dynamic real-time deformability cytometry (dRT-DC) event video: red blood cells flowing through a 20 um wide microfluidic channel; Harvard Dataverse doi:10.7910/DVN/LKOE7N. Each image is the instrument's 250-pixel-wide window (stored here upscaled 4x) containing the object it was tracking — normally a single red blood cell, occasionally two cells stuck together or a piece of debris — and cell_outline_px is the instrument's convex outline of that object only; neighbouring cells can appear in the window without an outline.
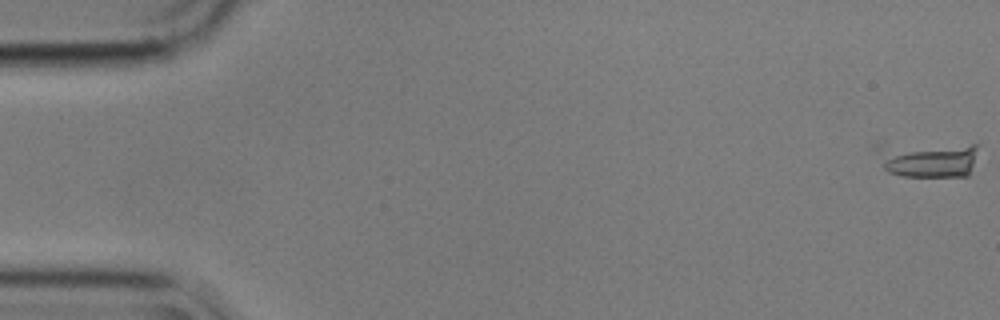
{"species": "common noctule bat (a hibernating species)", "species_latin": "Nyctalus noctula", "temperature_condition": "cold", "stored_images_in_passage": 54, "camera_frame_rate_fps": 3000, "um_per_image_px": 0.085, "animal": {"sex": "male", "body_mass_g": 17.9}, "frame": {"image": 1, "passage_image": 1, "time_ms": 0.0, "image_size_px": [1000, 320], "cell_outline_px": [[976, 148], [972, 164], [968, 176], [904, 176], [888, 172], [884, 168], [872, 148], [872, 144], [976, 144]], "centroid_in_image_um": [78.74, 13.52], "position_along_channel_um": 6.3, "area_um2": 21.33}}
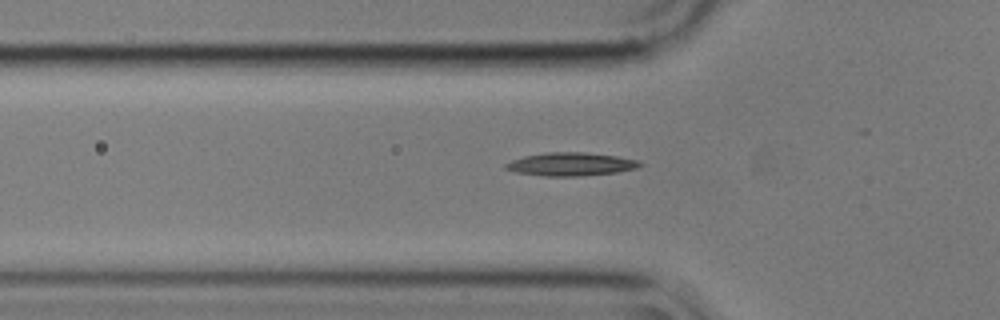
{"frame": {"image": 2, "passage_image": 20, "time_ms": 6.333, "image_size_px": [1000, 320], "cell_outline_px": [[644, 164], [636, 168], [616, 172], [580, 176], [544, 176], [516, 172], [504, 168], [504, 164], [512, 160], [524, 156], [544, 152], [588, 152], [616, 156], [636, 160]], "centroid_in_image_um": [48.49, 13.95], "position_along_channel_um": 77.3, "area_um2": 18.15}}
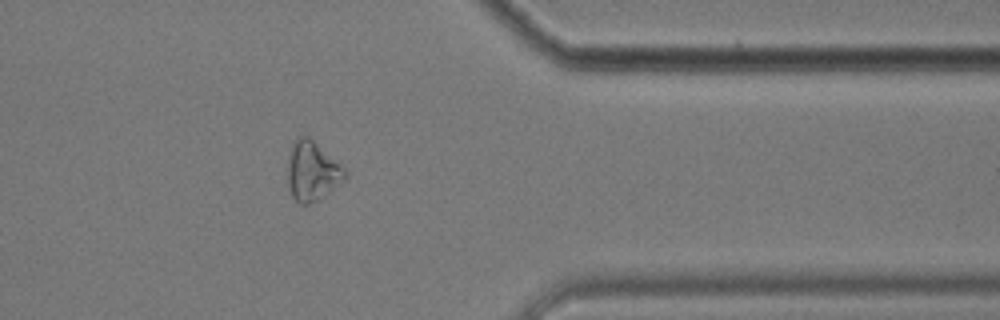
{"frame": {"image": 3, "passage_image": 47, "time_ms": 15.333, "image_size_px": [1000, 320], "cell_outline_px": [[344, 180], [316, 200], [308, 204], [300, 204], [292, 196], [288, 188], [288, 164], [292, 144], [296, 136], [304, 132], [340, 164], [344, 168]], "centroid_in_image_um": [26.48, 14.5], "position_along_channel_um": 384.9, "area_um2": 19.48}}